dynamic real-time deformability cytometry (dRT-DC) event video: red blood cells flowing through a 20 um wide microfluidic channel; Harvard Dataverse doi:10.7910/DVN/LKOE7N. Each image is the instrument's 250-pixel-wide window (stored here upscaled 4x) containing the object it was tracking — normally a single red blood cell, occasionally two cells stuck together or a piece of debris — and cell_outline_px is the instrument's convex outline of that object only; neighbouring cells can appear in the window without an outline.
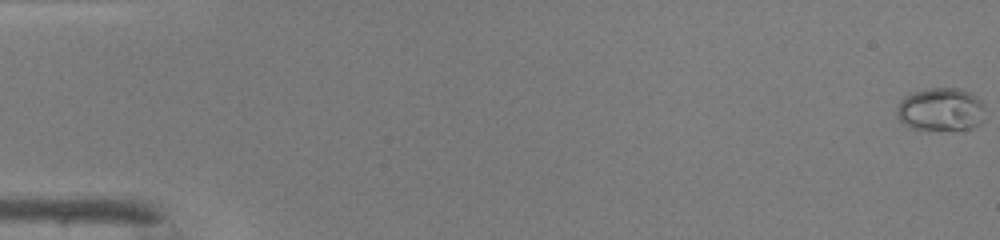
{"species": "common noctule bat (a hibernating species)", "species_latin": "Nyctalus noctula", "temperature_condition": "warm", "stored_images_in_passage": 49, "camera_frame_rate_fps": 3000, "um_per_image_px": 0.085, "animal": {"sex": "male", "body_mass_g": 19.0, "forearm_length_mm": 50.8}, "frame": {"image": 1, "passage_image": 1, "time_ms": 0.0, "image_size_px": [1000, 240], "cell_outline_px": [[984, 120], [972, 128], [912, 128], [904, 124], [896, 116], [896, 108], [900, 100], [904, 96], [916, 92], [932, 88], [960, 88], [972, 92], [984, 104]], "centroid_in_image_um": [79.98, 9.27], "position_along_channel_um": 5.0, "area_um2": 21.96}}
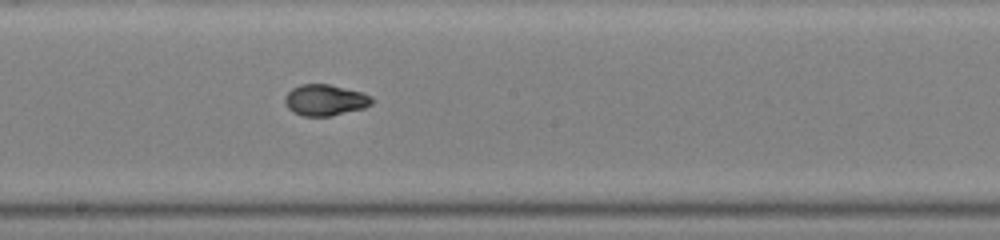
{"frame": {"image": 2, "passage_image": 28, "time_ms": 9.0, "image_size_px": [1000, 240], "cell_outline_px": [[376, 100], [372, 104], [364, 108], [332, 116], [304, 116], [292, 112], [288, 108], [284, 100], [284, 96], [292, 88], [300, 84], [328, 84], [360, 92], [372, 96]], "centroid_in_image_um": [27.64, 8.51], "position_along_channel_um": 220.6, "area_um2": 15.9}}
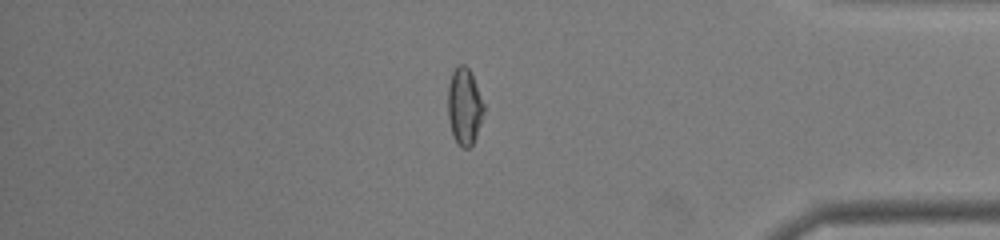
{"frame": {"image": 3, "passage_image": 42, "time_ms": 13.667, "image_size_px": [1000, 240], "cell_outline_px": [[484, 112], [476, 136], [472, 144], [468, 148], [460, 148], [452, 132], [448, 120], [448, 88], [452, 72], [456, 64], [464, 64], [468, 68], [472, 76], [484, 104]], "centroid_in_image_um": [39.46, 9.04], "position_along_channel_um": 395.7, "area_um2": 15.95}, "authors_computed_cell_mechanics": {"area_um2": 16.4152, "velocity_mm_per_s": 4.2934, "shape_relaxation_time_tau1_ms": 8.8099, "shape_relaxation_time_tau2_ms": null, "deformation_change_tau1": 0.2924, "deformation_change_tau2": null}}